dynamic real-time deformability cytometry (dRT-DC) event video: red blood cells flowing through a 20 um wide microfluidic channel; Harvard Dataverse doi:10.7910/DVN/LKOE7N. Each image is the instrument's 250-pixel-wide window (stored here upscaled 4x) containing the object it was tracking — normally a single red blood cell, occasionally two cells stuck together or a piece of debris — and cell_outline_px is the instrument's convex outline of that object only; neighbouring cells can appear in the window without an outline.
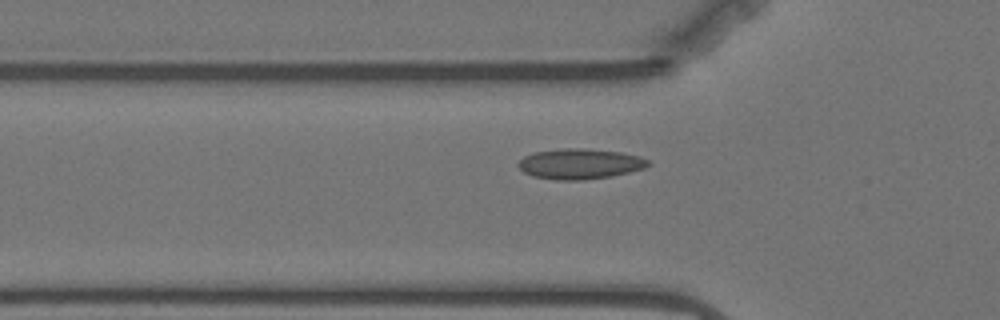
{"species": "Egyptian fruit bat (a non-hibernating species)", "species_latin": "Rousettus aegyptiacus", "temperature_condition": "warm", "stored_images_in_passage": 41, "camera_frame_rate_fps": 3000, "um_per_image_px": 0.085, "animal": {"sex": "female"}, "frame": {"image": 1, "passage_image": 6, "time_ms": 1.667, "image_size_px": [1000, 320], "cell_outline_px": [[652, 164], [644, 168], [612, 176], [580, 180], [556, 180], [532, 176], [524, 172], [516, 164], [524, 156], [536, 152], [560, 148], [584, 148], [620, 152], [640, 156], [648, 160]], "centroid_in_image_um": [49.29, 13.92], "position_along_channel_um": 76.5, "area_um2": 23.0}}
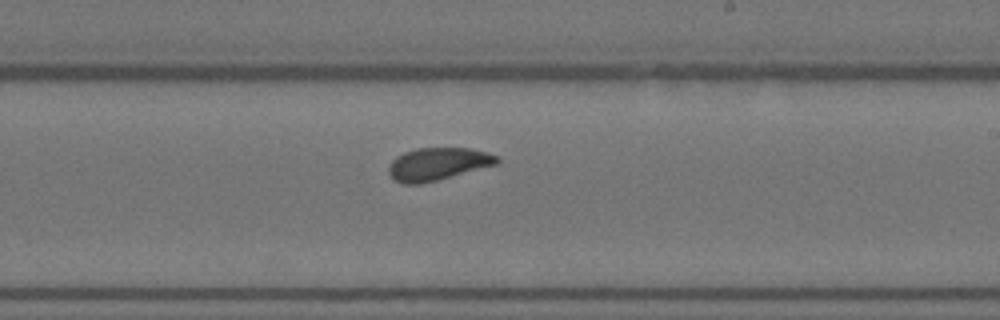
{"frame": {"image": 2, "passage_image": 21, "time_ms": 6.667, "image_size_px": [1000, 320], "cell_outline_px": [[500, 164], [420, 184], [404, 184], [396, 180], [388, 172], [388, 168], [392, 160], [396, 156], [404, 152], [416, 148], [468, 148], [488, 152], [500, 156]], "centroid_in_image_um": [37.26, 13.93], "position_along_channel_um": 251.7, "area_um2": 20.69}}
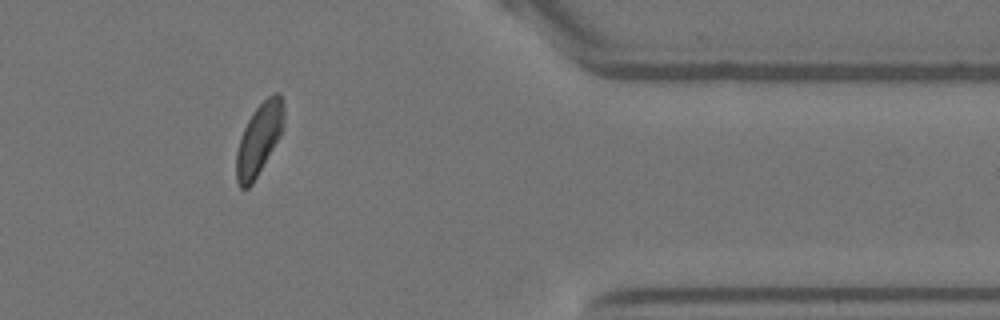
{"frame": {"image": 3, "passage_image": 35, "time_ms": 11.333, "image_size_px": [1000, 320], "cell_outline_px": [[284, 128], [280, 136], [252, 184], [248, 188], [240, 188], [236, 180], [236, 152], [244, 128], [252, 112], [272, 92], [280, 92], [284, 104]], "centroid_in_image_um": [22.04, 11.79], "position_along_channel_um": 389.4, "area_um2": 19.83}, "authors_computed_cell_mechanics": {"area_um2": 20.3456, "velocity_mm_per_s": 3.4962, "shape_relaxation_time_tau1_ms": 6.1673, "shape_relaxation_time_tau2_ms": 1.8322, "deformation_change_tau1": 0.0933, "deformation_change_tau2": 0.0596}}